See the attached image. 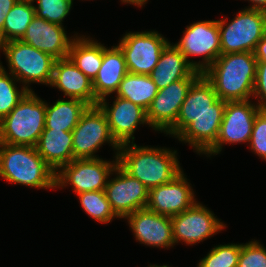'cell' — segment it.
<instances>
[{"instance_id":"obj_14","label":"cell","mask_w":266,"mask_h":267,"mask_svg":"<svg viewBox=\"0 0 266 267\" xmlns=\"http://www.w3.org/2000/svg\"><path fill=\"white\" fill-rule=\"evenodd\" d=\"M226 102L221 100L212 84L201 74L189 88L176 123L166 134L177 136L194 117L202 113H224Z\"/></svg>"},{"instance_id":"obj_5","label":"cell","mask_w":266,"mask_h":267,"mask_svg":"<svg viewBox=\"0 0 266 267\" xmlns=\"http://www.w3.org/2000/svg\"><path fill=\"white\" fill-rule=\"evenodd\" d=\"M8 61L10 74L17 81H22L27 90L29 83L50 85L53 78L56 59L48 53L42 52L21 40H13L0 44ZM27 85V86H26Z\"/></svg>"},{"instance_id":"obj_26","label":"cell","mask_w":266,"mask_h":267,"mask_svg":"<svg viewBox=\"0 0 266 267\" xmlns=\"http://www.w3.org/2000/svg\"><path fill=\"white\" fill-rule=\"evenodd\" d=\"M68 57L92 81L103 62V44L84 37H75Z\"/></svg>"},{"instance_id":"obj_31","label":"cell","mask_w":266,"mask_h":267,"mask_svg":"<svg viewBox=\"0 0 266 267\" xmlns=\"http://www.w3.org/2000/svg\"><path fill=\"white\" fill-rule=\"evenodd\" d=\"M241 244L214 246L197 267H237Z\"/></svg>"},{"instance_id":"obj_13","label":"cell","mask_w":266,"mask_h":267,"mask_svg":"<svg viewBox=\"0 0 266 267\" xmlns=\"http://www.w3.org/2000/svg\"><path fill=\"white\" fill-rule=\"evenodd\" d=\"M171 221L174 243L182 241L189 245L212 237L226 227L210 210L197 202L191 208L172 216Z\"/></svg>"},{"instance_id":"obj_8","label":"cell","mask_w":266,"mask_h":267,"mask_svg":"<svg viewBox=\"0 0 266 267\" xmlns=\"http://www.w3.org/2000/svg\"><path fill=\"white\" fill-rule=\"evenodd\" d=\"M185 31V32H184ZM184 36L174 46L184 54L188 63L201 74L221 55L218 20L200 21L187 26ZM204 56L203 61L193 62L189 56Z\"/></svg>"},{"instance_id":"obj_20","label":"cell","mask_w":266,"mask_h":267,"mask_svg":"<svg viewBox=\"0 0 266 267\" xmlns=\"http://www.w3.org/2000/svg\"><path fill=\"white\" fill-rule=\"evenodd\" d=\"M50 86L58 88L71 99L95 106L92 80L79 70L69 57L56 59Z\"/></svg>"},{"instance_id":"obj_36","label":"cell","mask_w":266,"mask_h":267,"mask_svg":"<svg viewBox=\"0 0 266 267\" xmlns=\"http://www.w3.org/2000/svg\"><path fill=\"white\" fill-rule=\"evenodd\" d=\"M18 0H0V32L3 30L5 18Z\"/></svg>"},{"instance_id":"obj_3","label":"cell","mask_w":266,"mask_h":267,"mask_svg":"<svg viewBox=\"0 0 266 267\" xmlns=\"http://www.w3.org/2000/svg\"><path fill=\"white\" fill-rule=\"evenodd\" d=\"M55 176L36 147L0 143V177L6 181L50 189L56 188Z\"/></svg>"},{"instance_id":"obj_23","label":"cell","mask_w":266,"mask_h":267,"mask_svg":"<svg viewBox=\"0 0 266 267\" xmlns=\"http://www.w3.org/2000/svg\"><path fill=\"white\" fill-rule=\"evenodd\" d=\"M35 147L55 173L74 159L72 132L44 129Z\"/></svg>"},{"instance_id":"obj_12","label":"cell","mask_w":266,"mask_h":267,"mask_svg":"<svg viewBox=\"0 0 266 267\" xmlns=\"http://www.w3.org/2000/svg\"><path fill=\"white\" fill-rule=\"evenodd\" d=\"M113 172H116L117 176L107 181L104 192L115 214L119 218H125L136 210L146 208L149 189L119 164Z\"/></svg>"},{"instance_id":"obj_9","label":"cell","mask_w":266,"mask_h":267,"mask_svg":"<svg viewBox=\"0 0 266 267\" xmlns=\"http://www.w3.org/2000/svg\"><path fill=\"white\" fill-rule=\"evenodd\" d=\"M74 159L98 158L94 154L103 143H110L118 156L120 146L111 135L104 112L98 105L89 106L72 130Z\"/></svg>"},{"instance_id":"obj_33","label":"cell","mask_w":266,"mask_h":267,"mask_svg":"<svg viewBox=\"0 0 266 267\" xmlns=\"http://www.w3.org/2000/svg\"><path fill=\"white\" fill-rule=\"evenodd\" d=\"M237 267H266V249L257 241L241 244Z\"/></svg>"},{"instance_id":"obj_17","label":"cell","mask_w":266,"mask_h":267,"mask_svg":"<svg viewBox=\"0 0 266 267\" xmlns=\"http://www.w3.org/2000/svg\"><path fill=\"white\" fill-rule=\"evenodd\" d=\"M193 192L187 178L181 172L171 182L149 190L147 208L160 215H178L197 202Z\"/></svg>"},{"instance_id":"obj_27","label":"cell","mask_w":266,"mask_h":267,"mask_svg":"<svg viewBox=\"0 0 266 267\" xmlns=\"http://www.w3.org/2000/svg\"><path fill=\"white\" fill-rule=\"evenodd\" d=\"M157 93L158 88L149 75L127 73L119 84L116 96L147 110Z\"/></svg>"},{"instance_id":"obj_28","label":"cell","mask_w":266,"mask_h":267,"mask_svg":"<svg viewBox=\"0 0 266 267\" xmlns=\"http://www.w3.org/2000/svg\"><path fill=\"white\" fill-rule=\"evenodd\" d=\"M33 1L18 0L8 12L3 30L0 32V44L13 40H21L27 27L35 17Z\"/></svg>"},{"instance_id":"obj_37","label":"cell","mask_w":266,"mask_h":267,"mask_svg":"<svg viewBox=\"0 0 266 267\" xmlns=\"http://www.w3.org/2000/svg\"><path fill=\"white\" fill-rule=\"evenodd\" d=\"M253 53L257 62H266V33L257 43Z\"/></svg>"},{"instance_id":"obj_30","label":"cell","mask_w":266,"mask_h":267,"mask_svg":"<svg viewBox=\"0 0 266 267\" xmlns=\"http://www.w3.org/2000/svg\"><path fill=\"white\" fill-rule=\"evenodd\" d=\"M15 80L17 81L12 74L9 75L5 71V68H3L0 63V121L7 116L29 92L24 86L21 91H19L15 85Z\"/></svg>"},{"instance_id":"obj_40","label":"cell","mask_w":266,"mask_h":267,"mask_svg":"<svg viewBox=\"0 0 266 267\" xmlns=\"http://www.w3.org/2000/svg\"><path fill=\"white\" fill-rule=\"evenodd\" d=\"M150 267H169L167 265H163V266H158V265H150Z\"/></svg>"},{"instance_id":"obj_21","label":"cell","mask_w":266,"mask_h":267,"mask_svg":"<svg viewBox=\"0 0 266 267\" xmlns=\"http://www.w3.org/2000/svg\"><path fill=\"white\" fill-rule=\"evenodd\" d=\"M127 73L125 57L120 47L117 45L107 48L103 45V62L92 81L95 105L102 98L115 93Z\"/></svg>"},{"instance_id":"obj_34","label":"cell","mask_w":266,"mask_h":267,"mask_svg":"<svg viewBox=\"0 0 266 267\" xmlns=\"http://www.w3.org/2000/svg\"><path fill=\"white\" fill-rule=\"evenodd\" d=\"M249 144L252 152L266 161V109H261L255 117Z\"/></svg>"},{"instance_id":"obj_18","label":"cell","mask_w":266,"mask_h":267,"mask_svg":"<svg viewBox=\"0 0 266 267\" xmlns=\"http://www.w3.org/2000/svg\"><path fill=\"white\" fill-rule=\"evenodd\" d=\"M125 218L136 240L142 244L160 248L175 245L171 217L157 214L146 207L136 210Z\"/></svg>"},{"instance_id":"obj_6","label":"cell","mask_w":266,"mask_h":267,"mask_svg":"<svg viewBox=\"0 0 266 267\" xmlns=\"http://www.w3.org/2000/svg\"><path fill=\"white\" fill-rule=\"evenodd\" d=\"M218 20L221 54L254 52L266 33V11L243 9L230 23Z\"/></svg>"},{"instance_id":"obj_11","label":"cell","mask_w":266,"mask_h":267,"mask_svg":"<svg viewBox=\"0 0 266 267\" xmlns=\"http://www.w3.org/2000/svg\"><path fill=\"white\" fill-rule=\"evenodd\" d=\"M261 109L251 101L226 102L216 143L205 154H218L223 144L250 141L255 117Z\"/></svg>"},{"instance_id":"obj_38","label":"cell","mask_w":266,"mask_h":267,"mask_svg":"<svg viewBox=\"0 0 266 267\" xmlns=\"http://www.w3.org/2000/svg\"><path fill=\"white\" fill-rule=\"evenodd\" d=\"M253 5L249 9H258L266 11V0H249Z\"/></svg>"},{"instance_id":"obj_4","label":"cell","mask_w":266,"mask_h":267,"mask_svg":"<svg viewBox=\"0 0 266 267\" xmlns=\"http://www.w3.org/2000/svg\"><path fill=\"white\" fill-rule=\"evenodd\" d=\"M46 103L29 91L0 121V143L35 147L45 128Z\"/></svg>"},{"instance_id":"obj_19","label":"cell","mask_w":266,"mask_h":267,"mask_svg":"<svg viewBox=\"0 0 266 267\" xmlns=\"http://www.w3.org/2000/svg\"><path fill=\"white\" fill-rule=\"evenodd\" d=\"M68 37L63 26L35 15L21 41L50 54L55 59H64L68 57L71 43L75 38Z\"/></svg>"},{"instance_id":"obj_7","label":"cell","mask_w":266,"mask_h":267,"mask_svg":"<svg viewBox=\"0 0 266 267\" xmlns=\"http://www.w3.org/2000/svg\"><path fill=\"white\" fill-rule=\"evenodd\" d=\"M118 164L115 161H105L101 158L73 159L69 164L62 166L56 172L55 186H73L76 194L87 191L104 190L109 176Z\"/></svg>"},{"instance_id":"obj_2","label":"cell","mask_w":266,"mask_h":267,"mask_svg":"<svg viewBox=\"0 0 266 267\" xmlns=\"http://www.w3.org/2000/svg\"><path fill=\"white\" fill-rule=\"evenodd\" d=\"M131 144L120 145L118 164L149 190L171 182L182 172L176 150Z\"/></svg>"},{"instance_id":"obj_32","label":"cell","mask_w":266,"mask_h":267,"mask_svg":"<svg viewBox=\"0 0 266 267\" xmlns=\"http://www.w3.org/2000/svg\"><path fill=\"white\" fill-rule=\"evenodd\" d=\"M38 6L35 14L38 18H43L50 23L62 25V21L70 12L73 0H35Z\"/></svg>"},{"instance_id":"obj_35","label":"cell","mask_w":266,"mask_h":267,"mask_svg":"<svg viewBox=\"0 0 266 267\" xmlns=\"http://www.w3.org/2000/svg\"><path fill=\"white\" fill-rule=\"evenodd\" d=\"M259 98L258 107L266 109V62H257L253 98Z\"/></svg>"},{"instance_id":"obj_10","label":"cell","mask_w":266,"mask_h":267,"mask_svg":"<svg viewBox=\"0 0 266 267\" xmlns=\"http://www.w3.org/2000/svg\"><path fill=\"white\" fill-rule=\"evenodd\" d=\"M170 42L155 31L129 32L119 42L128 73L149 75Z\"/></svg>"},{"instance_id":"obj_24","label":"cell","mask_w":266,"mask_h":267,"mask_svg":"<svg viewBox=\"0 0 266 267\" xmlns=\"http://www.w3.org/2000/svg\"><path fill=\"white\" fill-rule=\"evenodd\" d=\"M223 115L199 114L176 137L179 141L188 142L198 154H205L216 143Z\"/></svg>"},{"instance_id":"obj_22","label":"cell","mask_w":266,"mask_h":267,"mask_svg":"<svg viewBox=\"0 0 266 267\" xmlns=\"http://www.w3.org/2000/svg\"><path fill=\"white\" fill-rule=\"evenodd\" d=\"M201 75L187 61L184 54L169 43L162 51L156 67L149 74L158 90L184 78H198Z\"/></svg>"},{"instance_id":"obj_15","label":"cell","mask_w":266,"mask_h":267,"mask_svg":"<svg viewBox=\"0 0 266 267\" xmlns=\"http://www.w3.org/2000/svg\"><path fill=\"white\" fill-rule=\"evenodd\" d=\"M197 78H184L170 83L167 87L158 90L147 109L149 127L160 132H167L178 118L181 105L187 92Z\"/></svg>"},{"instance_id":"obj_39","label":"cell","mask_w":266,"mask_h":267,"mask_svg":"<svg viewBox=\"0 0 266 267\" xmlns=\"http://www.w3.org/2000/svg\"><path fill=\"white\" fill-rule=\"evenodd\" d=\"M123 3H128L136 6H143L148 0H121Z\"/></svg>"},{"instance_id":"obj_29","label":"cell","mask_w":266,"mask_h":267,"mask_svg":"<svg viewBox=\"0 0 266 267\" xmlns=\"http://www.w3.org/2000/svg\"><path fill=\"white\" fill-rule=\"evenodd\" d=\"M84 211L100 223H109L115 217L119 218L112 210L104 190L87 191L77 194Z\"/></svg>"},{"instance_id":"obj_25","label":"cell","mask_w":266,"mask_h":267,"mask_svg":"<svg viewBox=\"0 0 266 267\" xmlns=\"http://www.w3.org/2000/svg\"><path fill=\"white\" fill-rule=\"evenodd\" d=\"M88 107L87 103L71 98L70 100L59 99L50 106L46 103L44 129L72 132Z\"/></svg>"},{"instance_id":"obj_16","label":"cell","mask_w":266,"mask_h":267,"mask_svg":"<svg viewBox=\"0 0 266 267\" xmlns=\"http://www.w3.org/2000/svg\"><path fill=\"white\" fill-rule=\"evenodd\" d=\"M107 104L106 97L97 103L104 112L111 135L119 146L127 143L130 144L131 139V143H133L135 139L133 134L138 125H149L147 110L140 105L117 96L110 108Z\"/></svg>"},{"instance_id":"obj_1","label":"cell","mask_w":266,"mask_h":267,"mask_svg":"<svg viewBox=\"0 0 266 267\" xmlns=\"http://www.w3.org/2000/svg\"><path fill=\"white\" fill-rule=\"evenodd\" d=\"M256 66L253 52L221 54L202 74L221 100L246 101L253 96Z\"/></svg>"}]
</instances>
